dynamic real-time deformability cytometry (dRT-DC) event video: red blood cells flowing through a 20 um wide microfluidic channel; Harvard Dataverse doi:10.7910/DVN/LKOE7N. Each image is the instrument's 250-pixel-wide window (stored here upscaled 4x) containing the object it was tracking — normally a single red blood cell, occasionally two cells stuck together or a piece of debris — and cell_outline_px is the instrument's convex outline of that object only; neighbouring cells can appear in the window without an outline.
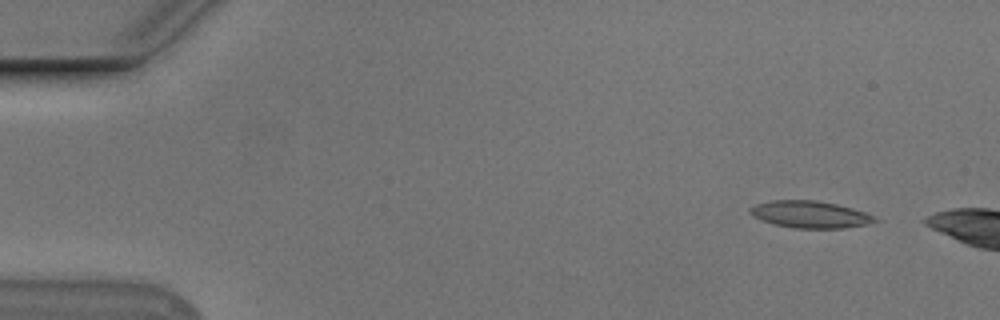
{"species": "Egyptian fruit bat (a non-hibernating species)", "species_latin": "Rousettus aegyptiacus", "temperature_condition": "cold", "stored_images_in_passage": 11, "camera_frame_rate_fps": 3000, "um_per_image_px": 0.085, "animal": {"sex": "male"}, "frame": {"image": 1, "passage_image": 4, "time_ms": 1.0, "image_size_px": [1000, 320], "cell_outline_px": [[880, 220], [868, 224], [844, 228], [796, 228], [772, 224], [760, 220], [752, 216], [748, 212], [748, 208], [756, 204], [772, 200], [816, 200], [836, 204], [852, 208], [876, 216]], "centroid_in_image_um": [68.83, 18.23], "position_along_channel_um": 16.2, "area_um2": 19.83}}